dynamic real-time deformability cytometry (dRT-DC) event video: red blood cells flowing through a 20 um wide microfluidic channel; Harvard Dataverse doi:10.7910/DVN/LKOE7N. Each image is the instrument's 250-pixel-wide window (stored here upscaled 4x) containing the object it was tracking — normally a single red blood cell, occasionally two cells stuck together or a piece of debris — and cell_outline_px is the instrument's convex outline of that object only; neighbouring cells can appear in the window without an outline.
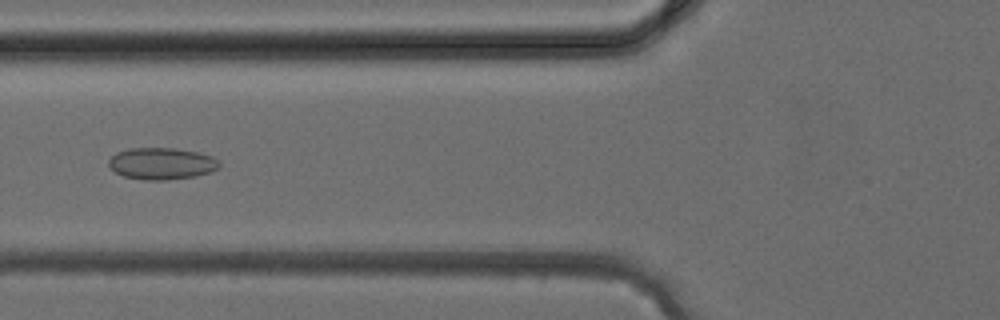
{"species": "common noctule bat (a hibernating species)", "species_latin": "Nyctalus noctula", "temperature_condition": "cold", "stored_images_in_passage": 36, "camera_frame_rate_fps": 3000, "um_per_image_px": 0.085, "animal": {"sex": "female", "body_mass_g": 24.6, "forearm_length_mm": 56.2}, "frame": {"image": 1, "passage_image": 13, "time_ms": 4.0, "image_size_px": [1000, 320], "cell_outline_px": [[220, 164], [212, 172], [196, 176], [168, 180], [144, 180], [124, 176], [116, 172], [108, 164], [108, 160], [116, 152], [132, 148], [172, 148], [196, 152], [212, 156]], "centroid_in_image_um": [13.73, 13.91], "position_along_channel_um": 112.1, "area_um2": 20.35}}
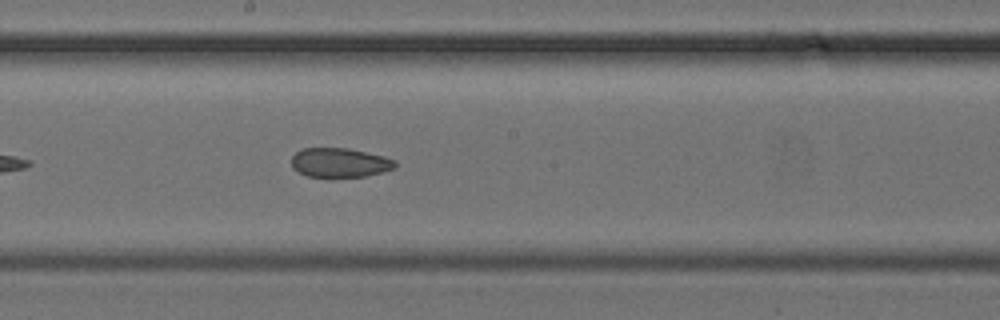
{"frame": {"image": 2, "passage_image": 19, "time_ms": 6.0, "image_size_px": [1000, 320], "cell_outline_px": [[396, 168], [364, 176], [332, 180], [308, 176], [292, 168], [292, 156], [296, 152], [304, 148], [348, 148], [384, 156], [396, 160]], "centroid_in_image_um": [28.87, 13.86], "position_along_channel_um": 219.3, "area_um2": 18.26}}
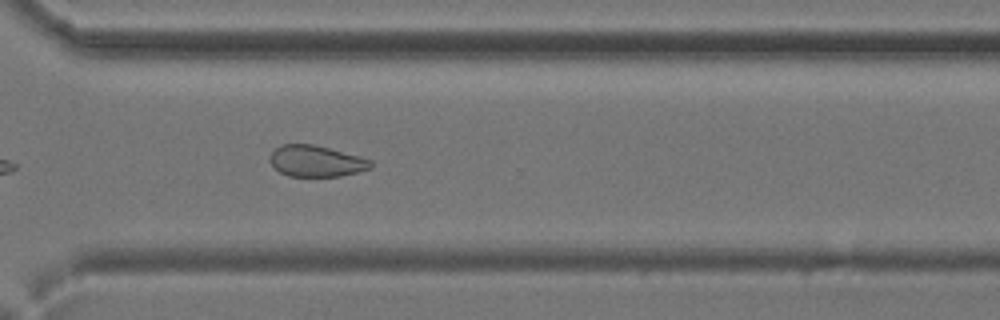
{"frame": {"image": 3, "passage_image": 26, "time_ms": 8.333, "image_size_px": [1000, 320], "cell_outline_px": [[372, 168], [340, 176], [288, 176], [280, 172], [268, 160], [268, 156], [280, 144], [312, 144], [360, 156], [372, 160]], "centroid_in_image_um": [26.86, 13.69], "position_along_channel_um": 343.7, "area_um2": 18.32}}